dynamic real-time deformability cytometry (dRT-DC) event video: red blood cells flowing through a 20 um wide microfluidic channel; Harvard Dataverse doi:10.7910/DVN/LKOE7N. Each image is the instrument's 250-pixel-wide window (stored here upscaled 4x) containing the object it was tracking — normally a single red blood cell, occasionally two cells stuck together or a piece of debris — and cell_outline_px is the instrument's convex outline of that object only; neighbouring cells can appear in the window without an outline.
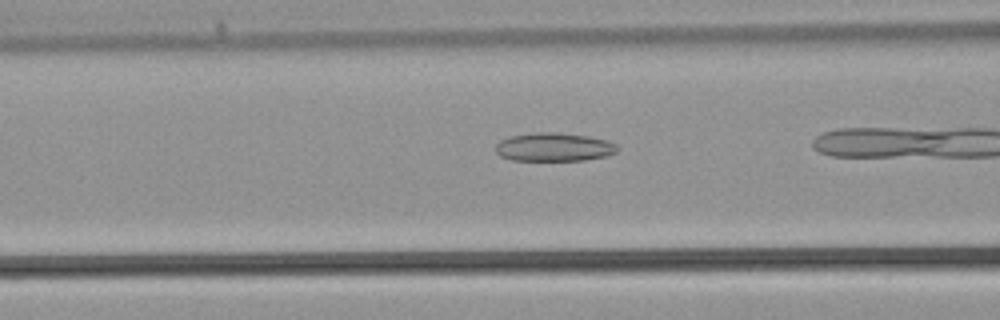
{"species": "common noctule bat (a hibernating species)", "species_latin": "Nyctalus noctula", "temperature_condition": "warm", "stored_images_in_passage": 19, "camera_frame_rate_fps": 3000, "um_per_image_px": 0.085, "animal": {"sex": "male", "body_mass_g": 21.5, "forearm_length_mm": 52.0}, "frame": {"image": 1, "passage_image": 4, "time_ms": 1.0, "image_size_px": [1000, 320], "cell_outline_px": [[616, 152], [608, 156], [584, 160], [512, 160], [500, 156], [496, 152], [496, 144], [500, 140], [508, 136], [536, 132], [556, 132], [588, 136], [608, 140], [616, 144]], "centroid_in_image_um": [47.07, 12.49], "position_along_channel_um": 119.5, "area_um2": 20.29}}
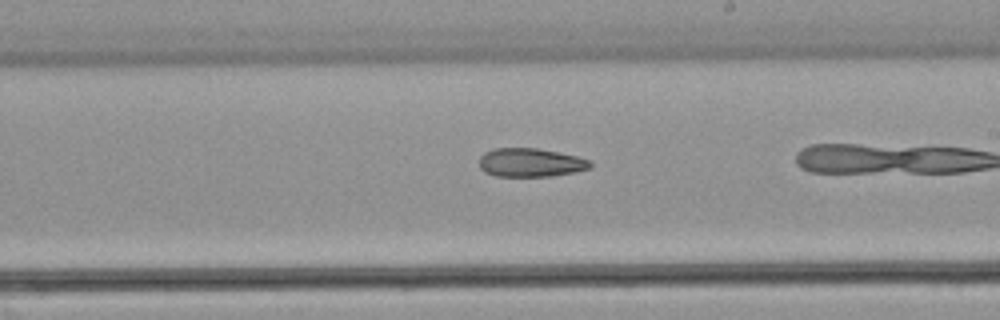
{"frame": {"image": 2, "passage_image": 11, "time_ms": 3.333, "image_size_px": [1000, 320], "cell_outline_px": [[592, 168], [576, 172], [552, 176], [496, 176], [484, 172], [480, 168], [480, 156], [484, 152], [492, 148], [536, 148], [576, 156], [588, 160], [592, 164]], "centroid_in_image_um": [45.08, 13.82], "position_along_channel_um": 243.9, "area_um2": 18.55}}